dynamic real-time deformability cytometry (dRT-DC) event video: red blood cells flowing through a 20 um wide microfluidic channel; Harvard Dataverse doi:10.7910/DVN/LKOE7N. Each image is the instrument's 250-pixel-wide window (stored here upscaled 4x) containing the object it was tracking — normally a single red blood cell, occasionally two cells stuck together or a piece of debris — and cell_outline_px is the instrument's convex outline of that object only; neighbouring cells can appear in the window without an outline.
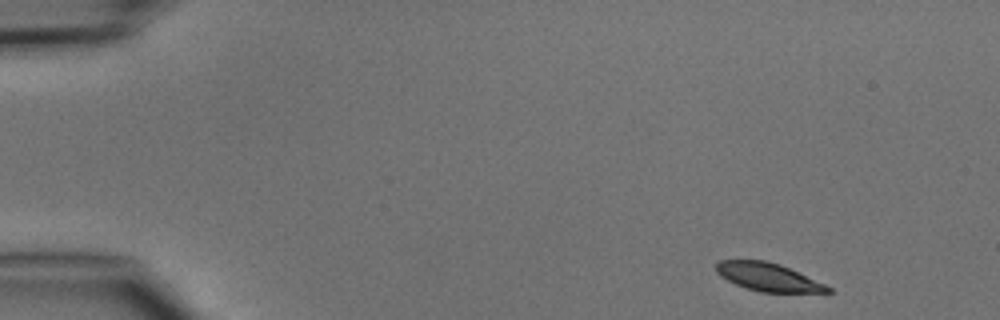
{"species": "common noctule bat (a hibernating species)", "species_latin": "Nyctalus noctula", "temperature_condition": "cold", "stored_images_in_passage": 4, "segment_of_instrument_passage": [2, 2], "camera_frame_rate_fps": 3000, "um_per_image_px": 0.085, "animal": {"sex": "male", "body_mass_g": 15.6}, "frame": {"image": 1, "passage_image": 4, "time_ms": 3.333, "image_size_px": [1000, 320], "cell_outline_px": [[836, 292], [760, 292], [736, 284], [720, 276], [716, 272], [716, 264], [720, 260], [768, 260], [780, 264], [824, 284], [832, 288]], "centroid_in_image_um": [65.28, 23.54], "position_along_channel_um": 19.7, "area_um2": 18.09}}